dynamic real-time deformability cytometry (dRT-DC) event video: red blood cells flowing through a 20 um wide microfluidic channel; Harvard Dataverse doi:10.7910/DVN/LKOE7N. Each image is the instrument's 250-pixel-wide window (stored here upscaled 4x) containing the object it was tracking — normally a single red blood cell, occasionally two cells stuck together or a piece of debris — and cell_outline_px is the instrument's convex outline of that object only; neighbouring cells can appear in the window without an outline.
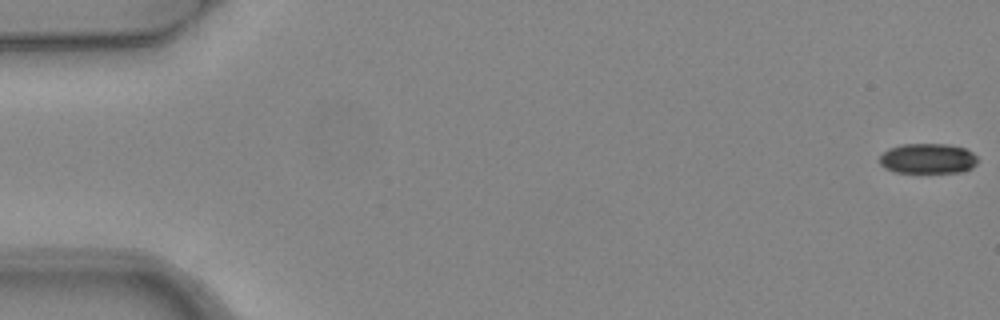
{"species": "common noctule bat (a hibernating species)", "species_latin": "Nyctalus noctula", "temperature_condition": "warm", "stored_images_in_passage": 5, "camera_frame_rate_fps": 3000, "um_per_image_px": 0.085, "animal": {"sex": "female", "body_mass_g": 24.6, "forearm_length_mm": 56.2}, "frame": {"image": 1, "passage_image": 1, "time_ms": 0.0, "image_size_px": [1000, 320], "cell_outline_px": [[976, 164], [972, 168], [964, 172], [892, 172], [884, 168], [880, 164], [880, 156], [888, 148], [900, 144], [948, 144], [964, 148], [972, 152], [976, 156]], "centroid_in_image_um": [78.84, 13.48], "position_along_channel_um": 6.2, "area_um2": 17.34}}
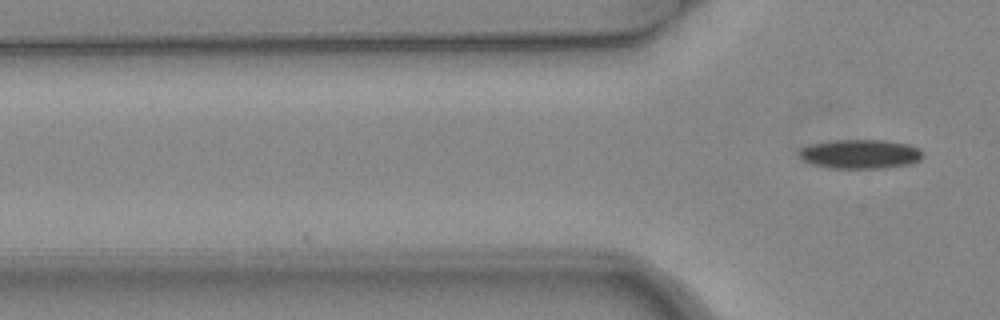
{"frame": {"image": 2, "passage_image": 5, "time_ms": 1.333, "image_size_px": [1000, 320], "cell_outline_px": [[924, 156], [920, 160], [908, 164], [884, 168], [828, 168], [812, 164], [804, 160], [796, 152], [800, 148], [808, 144], [828, 140], [884, 140], [908, 144], [920, 148], [924, 152]], "centroid_in_image_um": [73.1, 13.08], "position_along_channel_um": 52.7, "area_um2": 21.39}}